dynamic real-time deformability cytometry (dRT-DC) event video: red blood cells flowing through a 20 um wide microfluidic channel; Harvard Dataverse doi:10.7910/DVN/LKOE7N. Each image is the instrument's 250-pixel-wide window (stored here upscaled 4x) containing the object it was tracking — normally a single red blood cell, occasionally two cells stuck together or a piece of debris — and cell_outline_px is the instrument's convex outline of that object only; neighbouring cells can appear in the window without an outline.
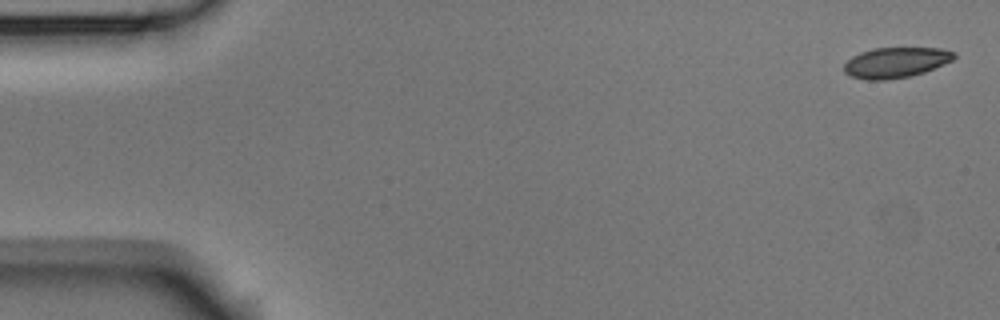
{"species": "Egyptian fruit bat (a non-hibernating species)", "species_latin": "Rousettus aegyptiacus", "temperature_condition": "room temperature", "stored_images_in_passage": 4, "camera_frame_rate_fps": 3000, "um_per_image_px": 0.085, "animal": {"sex": "male"}, "frame": {"image": 1, "passage_image": 1, "time_ms": 0.0, "image_size_px": [1000, 320], "cell_outline_px": [[956, 56], [952, 60], [944, 64], [924, 72], [912, 76], [888, 80], [864, 80], [852, 76], [844, 72], [844, 64], [852, 56], [860, 52], [872, 48], [940, 48], [956, 52]], "centroid_in_image_um": [76.14, 5.31], "position_along_channel_um": 8.9, "area_um2": 19.65}}
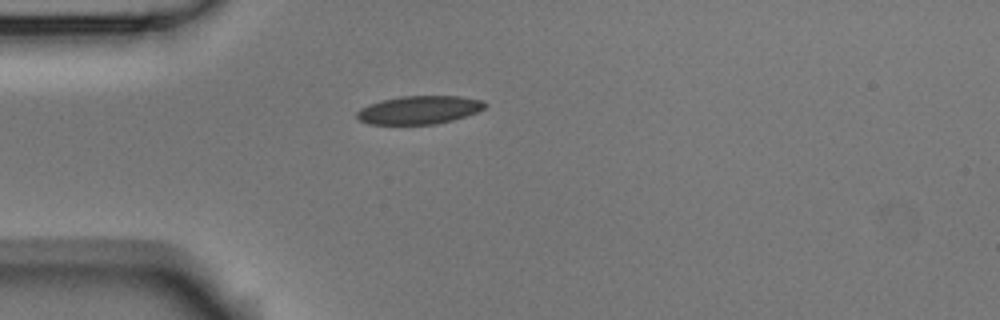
{"frame": {"image": 2, "passage_image": 4, "time_ms": 1.0, "image_size_px": [1000, 320], "cell_outline_px": [[488, 104], [484, 108], [476, 112], [452, 120], [436, 124], [368, 124], [360, 120], [356, 116], [356, 112], [360, 108], [384, 100], [400, 96], [460, 96], [484, 100]], "centroid_in_image_um": [35.65, 9.34], "position_along_channel_um": 49.3, "area_um2": 20.92}}